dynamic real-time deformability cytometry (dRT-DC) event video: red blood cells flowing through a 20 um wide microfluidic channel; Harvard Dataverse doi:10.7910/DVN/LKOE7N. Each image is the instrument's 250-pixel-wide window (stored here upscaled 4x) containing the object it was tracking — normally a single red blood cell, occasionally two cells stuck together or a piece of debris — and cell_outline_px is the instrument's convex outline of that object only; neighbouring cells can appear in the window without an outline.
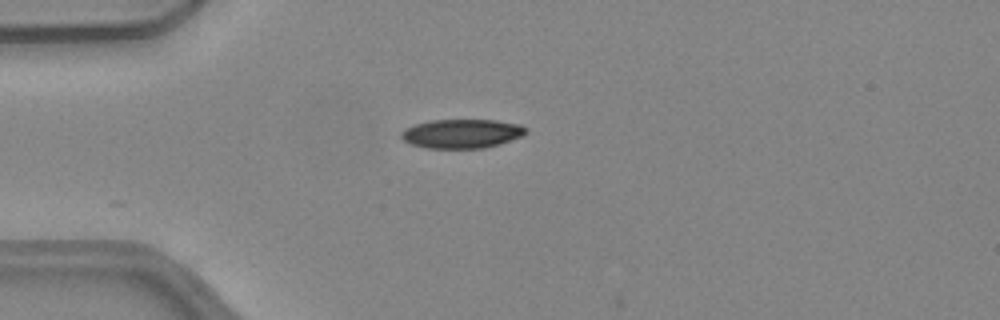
{"species": "common noctule bat (a hibernating species)", "species_latin": "Nyctalus noctula", "temperature_condition": "warm", "stored_images_in_passage": 4, "camera_frame_rate_fps": 3000, "um_per_image_px": 0.085, "animal": {"sex": "female", "body_mass_g": 24.6, "forearm_length_mm": 56.2}, "frame": {"image": 1, "passage_image": 1, "time_ms": 0.0, "image_size_px": [1000, 320], "cell_outline_px": [[524, 136], [500, 144], [484, 148], [428, 148], [412, 144], [404, 140], [400, 136], [400, 132], [404, 128], [416, 124], [432, 120], [496, 120], [520, 124], [524, 128]], "centroid_in_image_um": [39.24, 11.36], "position_along_channel_um": 45.8, "area_um2": 21.04}}